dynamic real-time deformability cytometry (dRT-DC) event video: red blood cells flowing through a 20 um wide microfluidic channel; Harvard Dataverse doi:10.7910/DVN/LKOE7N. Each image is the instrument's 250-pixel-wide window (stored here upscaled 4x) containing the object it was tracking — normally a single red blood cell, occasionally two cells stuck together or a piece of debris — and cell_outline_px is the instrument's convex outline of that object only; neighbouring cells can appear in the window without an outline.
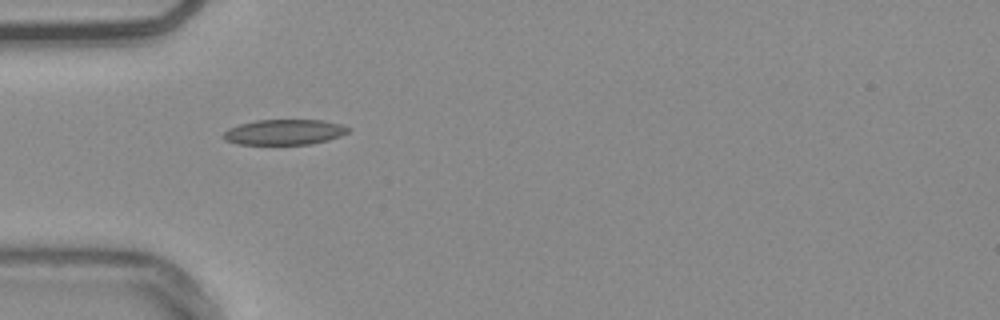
{"species": "common noctule bat (a hibernating species)", "species_latin": "Nyctalus noctula", "temperature_condition": "warm", "stored_images_in_passage": 33, "camera_frame_rate_fps": 3000, "um_per_image_px": 0.085, "animal": {"sex": "male", "body_mass_g": 20.4}, "frame": {"image": 1, "passage_image": 1, "time_ms": 0.0, "image_size_px": [1000, 320], "cell_outline_px": [[348, 132], [340, 136], [328, 140], [312, 144], [236, 144], [224, 140], [220, 136], [228, 128], [240, 124], [256, 120], [324, 120], [340, 124], [348, 128]], "centroid_in_image_um": [24.12, 11.23], "position_along_channel_um": 60.9, "area_um2": 18.5}}
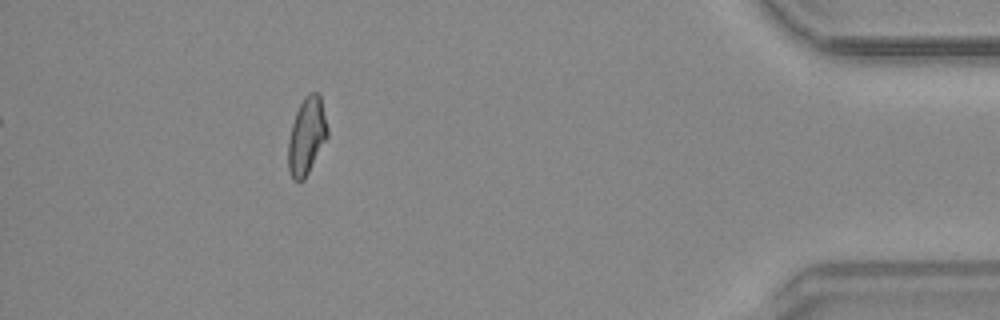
{"frame": {"image": 2, "passage_image": 33, "time_ms": 10.667, "image_size_px": [1000, 320], "cell_outline_px": [[328, 136], [304, 180], [292, 180], [288, 168], [288, 140], [292, 124], [296, 112], [304, 96], [308, 92], [320, 92], [328, 128]], "centroid_in_image_um": [26.07, 11.53], "position_along_channel_um": 409.1, "area_um2": 17.74}, "authors_computed_cell_mechanics": {"area_um2": 17.8024, "velocity_mm_per_s": 3.7802, "shape_relaxation_time_tau1_ms": 7.2842, "shape_relaxation_time_tau2_ms": 2.34, "deformation_change_tau1": 0.1654, "deformation_change_tau2": 0.0925}}